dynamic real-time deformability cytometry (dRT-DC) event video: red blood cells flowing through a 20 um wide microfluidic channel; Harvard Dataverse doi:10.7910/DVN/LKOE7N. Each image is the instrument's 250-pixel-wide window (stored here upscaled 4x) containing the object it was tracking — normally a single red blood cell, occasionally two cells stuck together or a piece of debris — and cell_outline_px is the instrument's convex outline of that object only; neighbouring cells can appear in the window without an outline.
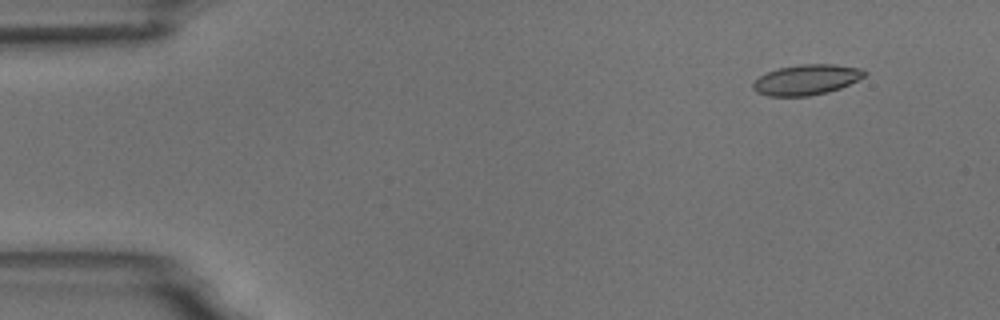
{"species": "common noctule bat (a hibernating species)", "species_latin": "Nyctalus noctula", "temperature_condition": "room temperature", "stored_images_in_passage": 5, "camera_frame_rate_fps": 3000, "um_per_image_px": 0.085, "animal": {"sex": "male", "body_mass_g": 18.8}, "frame": {"image": 1, "passage_image": 2, "time_ms": 1.0, "image_size_px": [1000, 320], "cell_outline_px": [[868, 72], [864, 76], [840, 88], [828, 92], [808, 96], [768, 96], [756, 92], [752, 88], [752, 84], [760, 76], [768, 72], [780, 68], [800, 64], [836, 64], [860, 68]], "centroid_in_image_um": [68.55, 6.78], "position_along_channel_um": 16.5, "area_um2": 19.59}}